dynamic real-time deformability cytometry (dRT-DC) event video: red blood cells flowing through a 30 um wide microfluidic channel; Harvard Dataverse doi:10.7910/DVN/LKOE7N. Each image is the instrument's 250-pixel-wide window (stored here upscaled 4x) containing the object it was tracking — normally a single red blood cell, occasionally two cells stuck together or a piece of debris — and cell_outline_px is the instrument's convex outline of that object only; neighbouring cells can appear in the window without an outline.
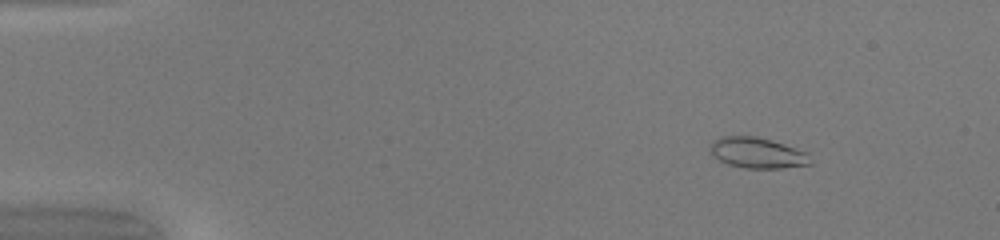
{"species": "common noctule bat (a hibernating species)", "species_latin": "Nyctalus noctula", "temperature_condition": "warm", "stored_images_in_passage": 47, "camera_frame_rate_fps": 3000, "um_per_image_px": 0.085, "animal": {"sex": "female", "body_mass_g": 20.0, "forearm_length_mm": 54.0}, "frame": {"image": 1, "passage_image": 4, "time_ms": 1.0, "image_size_px": [1000, 240], "cell_outline_px": [[812, 164], [780, 168], [744, 168], [728, 164], [712, 156], [708, 152], [708, 148], [712, 140], [720, 136], [756, 136], [772, 140], [808, 152], [812, 160]], "centroid_in_image_um": [64.34, 12.98], "position_along_channel_um": 20.7, "area_um2": 18.26}}
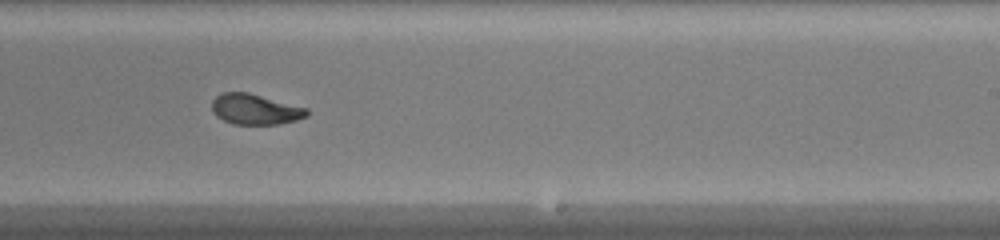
{"frame": {"image": 2, "passage_image": 29, "time_ms": 9.333, "image_size_px": [1000, 240], "cell_outline_px": [[308, 116], [296, 120], [280, 124], [232, 124], [216, 116], [212, 112], [212, 100], [216, 96], [224, 92], [248, 92], [308, 108]], "centroid_in_image_um": [21.69, 9.29], "position_along_channel_um": 267.3, "area_um2": 16.94}}
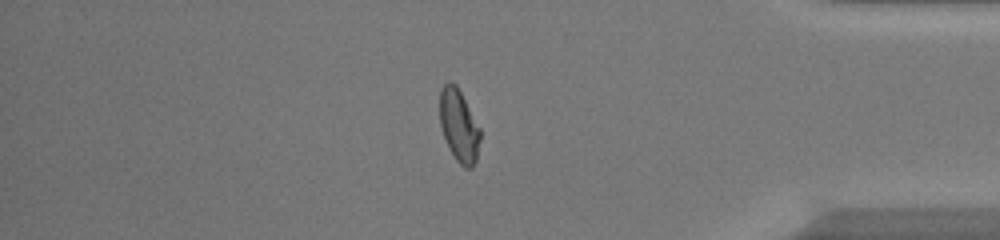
{"frame": {"image": 3, "passage_image": 40, "time_ms": 13.0, "image_size_px": [1000, 240], "cell_outline_px": [[480, 140], [476, 160], [472, 168], [464, 168], [456, 160], [444, 136], [440, 124], [440, 88], [448, 80], [452, 80], [456, 84], [480, 128]], "centroid_in_image_um": [39.01, 10.65], "position_along_channel_um": 396.2, "area_um2": 16.94}, "authors_computed_cell_mechanics": {"area_um2": 17.4556, "velocity_mm_per_s": 4.2351, "shape_relaxation_time_tau1_ms": 4.7156, "shape_relaxation_time_tau2_ms": 0.8622, "deformation_change_tau1": 0.2045, "deformation_change_tau2": 0.0475}}